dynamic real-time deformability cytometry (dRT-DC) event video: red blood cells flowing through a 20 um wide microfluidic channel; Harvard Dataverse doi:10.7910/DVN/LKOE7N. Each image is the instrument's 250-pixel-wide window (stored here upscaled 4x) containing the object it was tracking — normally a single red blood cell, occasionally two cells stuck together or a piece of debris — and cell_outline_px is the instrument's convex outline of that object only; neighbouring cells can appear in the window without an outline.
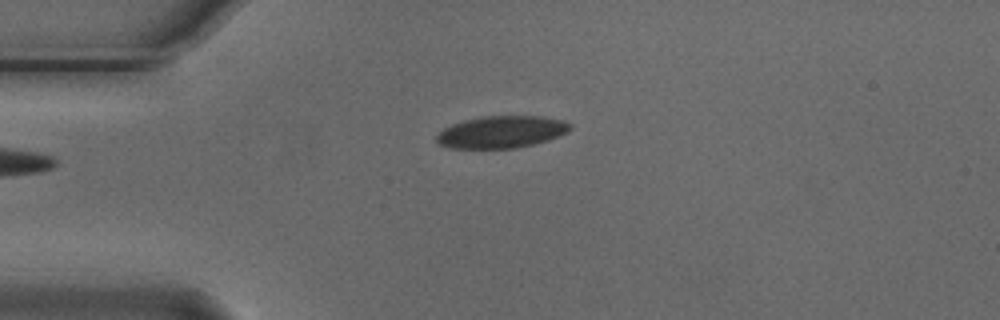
{"species": "Egyptian fruit bat (a non-hibernating species)", "species_latin": "Rousettus aegyptiacus", "temperature_condition": "cold", "stored_images_in_passage": 3, "camera_frame_rate_fps": 3000, "um_per_image_px": 0.085, "animal": {"sex": "male"}, "frame": {"image": 1, "passage_image": 3, "time_ms": 0.667, "image_size_px": [1000, 320], "cell_outline_px": [[572, 128], [568, 132], [548, 140], [516, 148], [452, 148], [440, 144], [436, 140], [436, 136], [444, 128], [452, 124], [464, 120], [480, 116], [544, 116], [564, 120], [572, 124]], "centroid_in_image_um": [42.66, 11.2], "position_along_channel_um": 42.3, "area_um2": 25.03}}